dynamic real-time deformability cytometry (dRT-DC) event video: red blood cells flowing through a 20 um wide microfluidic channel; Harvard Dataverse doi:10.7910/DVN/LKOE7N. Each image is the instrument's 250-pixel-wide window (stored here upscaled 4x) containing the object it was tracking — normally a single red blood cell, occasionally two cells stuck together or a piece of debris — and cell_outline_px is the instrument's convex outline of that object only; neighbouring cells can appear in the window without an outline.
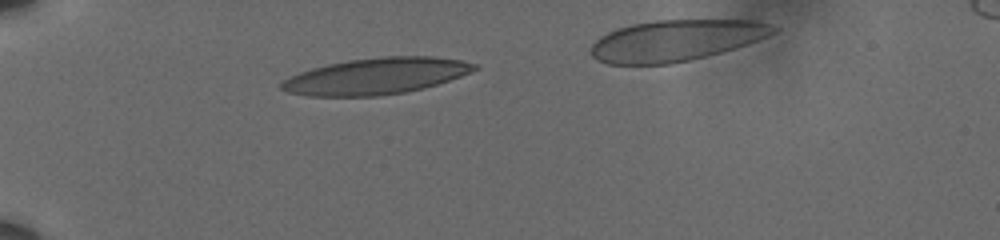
{"species": "human", "species_latin": "Homo sapiens", "temperature_condition": "cold", "stored_images_in_passage": 31, "camera_frame_rate_fps": 3000, "um_per_image_px": 0.085, "donor": {"sex": "male"}, "frame": {"image": 1, "passage_image": 1, "time_ms": 0.0, "image_size_px": [1000, 240], "cell_outline_px": [[480, 68], [460, 76], [424, 88], [404, 92], [380, 96], [308, 96], [288, 92], [280, 88], [280, 84], [288, 76], [312, 68], [328, 64], [348, 60], [380, 56], [432, 56], [460, 60], [480, 64]], "centroid_in_image_um": [31.97, 6.46], "position_along_channel_um": 53.0, "area_um2": 40.92}}
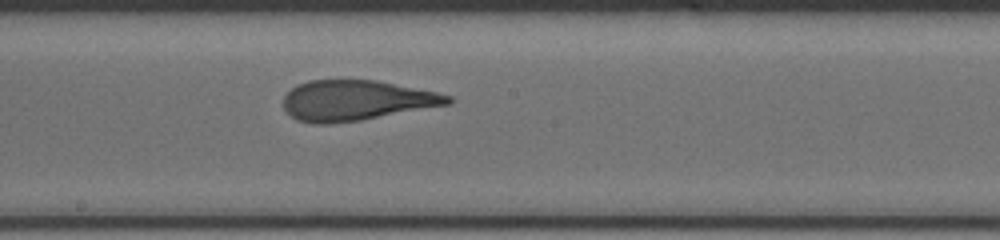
{"frame": {"image": 2, "passage_image": 17, "time_ms": 5.333, "image_size_px": [1000, 240], "cell_outline_px": [[456, 100], [452, 104], [360, 120], [328, 124], [316, 124], [296, 120], [284, 108], [284, 96], [296, 84], [308, 80], [376, 80], [436, 92], [452, 96]], "centroid_in_image_um": [30.3, 8.53], "position_along_channel_um": 217.9, "area_um2": 38.67}}
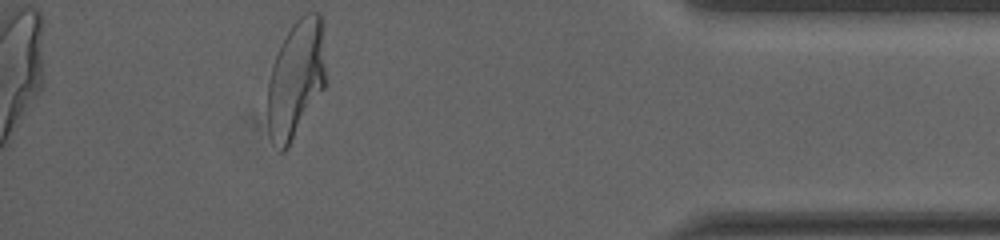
{"frame": {"image": 3, "passage_image": 30, "time_ms": 9.667, "image_size_px": [1000, 240], "cell_outline_px": [[324, 88], [288, 148], [284, 152], [280, 152], [268, 128], [268, 84], [272, 64], [280, 44], [292, 24], [304, 12], [320, 12], [324, 16]], "centroid_in_image_um": [25.17, 6.63], "position_along_channel_um": 410.0, "area_um2": 40.0}}